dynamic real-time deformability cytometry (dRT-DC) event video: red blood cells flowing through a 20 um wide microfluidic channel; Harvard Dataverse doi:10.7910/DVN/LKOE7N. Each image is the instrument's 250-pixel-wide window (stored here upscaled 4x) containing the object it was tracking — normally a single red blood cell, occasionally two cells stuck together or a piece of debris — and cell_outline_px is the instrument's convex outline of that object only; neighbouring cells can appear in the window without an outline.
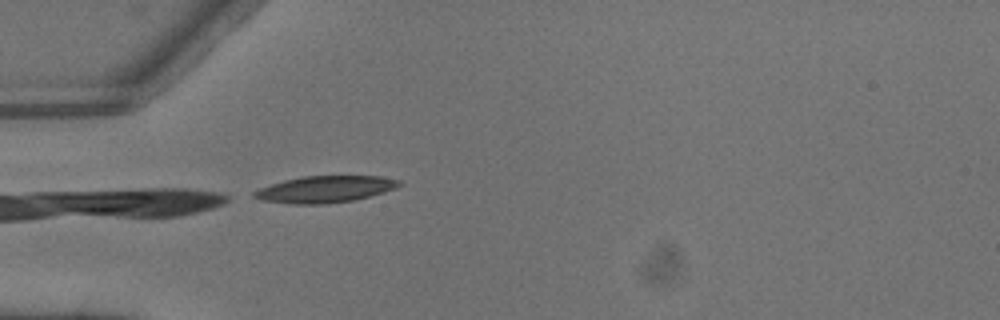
{"species": "common noctule bat (a hibernating species)", "species_latin": "Nyctalus noctula", "temperature_condition": "warm", "stored_images_in_passage": 1, "camera_frame_rate_fps": 3000, "um_per_image_px": 0.085, "animal": {"sex": "male", "body_mass_g": 13.3}, "frame": {"image": 1, "passage_image": 1, "time_ms": 0.0, "image_size_px": [1000, 320], "cell_outline_px": [[404, 184], [396, 188], [384, 192], [352, 200], [328, 204], [288, 204], [260, 200], [252, 196], [252, 192], [260, 188], [284, 180], [304, 176], [380, 176], [400, 180]], "centroid_in_image_um": [27.62, 16.09], "position_along_channel_um": 57.4, "area_um2": 22.6}}